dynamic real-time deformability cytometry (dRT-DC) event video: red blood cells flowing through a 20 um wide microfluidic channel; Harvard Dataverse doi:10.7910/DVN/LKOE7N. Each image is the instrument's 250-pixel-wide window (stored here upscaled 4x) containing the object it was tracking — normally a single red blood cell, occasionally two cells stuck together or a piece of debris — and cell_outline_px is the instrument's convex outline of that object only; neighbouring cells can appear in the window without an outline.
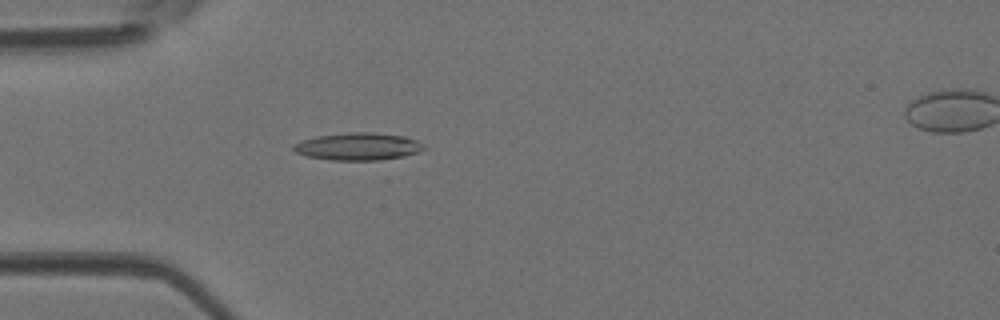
{"species": "Egyptian fruit bat (a non-hibernating species)", "species_latin": "Rousettus aegyptiacus", "temperature_condition": "room temperature", "stored_images_in_passage": 44, "camera_frame_rate_fps": 3000, "um_per_image_px": 0.085, "animal": {"sex": "female"}, "frame": {"image": 1, "passage_image": 12, "time_ms": 3.667, "image_size_px": [1000, 320], "cell_outline_px": [[428, 148], [420, 152], [404, 156], [380, 160], [332, 160], [308, 156], [296, 152], [292, 148], [292, 144], [300, 140], [316, 136], [348, 132], [372, 132], [404, 136], [416, 140], [424, 144]], "centroid_in_image_um": [30.46, 12.44], "position_along_channel_um": 54.5, "area_um2": 21.04}}
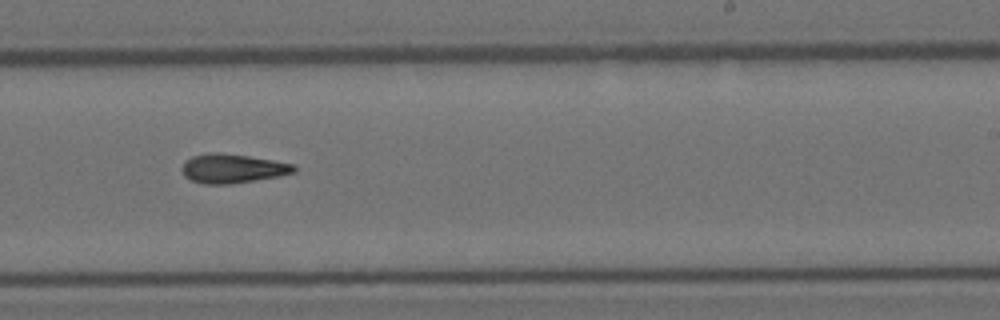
{"frame": {"image": 2, "passage_image": 27, "time_ms": 8.667, "image_size_px": [1000, 320], "cell_outline_px": [[296, 172], [280, 176], [232, 184], [204, 184], [192, 180], [184, 176], [180, 168], [184, 160], [192, 156], [208, 152], [220, 152], [248, 156], [272, 160], [292, 164], [296, 168]], "centroid_in_image_um": [19.72, 14.32], "position_along_channel_um": 269.3, "area_um2": 19.19}}
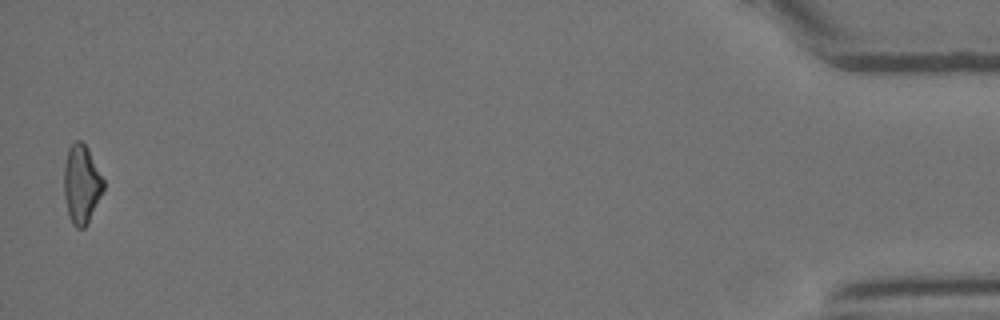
{"frame": {"image": 3, "passage_image": 44, "time_ms": 14.333, "image_size_px": [1000, 320], "cell_outline_px": [[104, 188], [88, 224], [84, 228], [76, 228], [72, 224], [68, 216], [64, 196], [64, 164], [68, 148], [76, 140], [80, 140], [88, 148], [104, 180]], "centroid_in_image_um": [6.92, 15.67], "position_along_channel_um": 428.3, "area_um2": 18.21}}